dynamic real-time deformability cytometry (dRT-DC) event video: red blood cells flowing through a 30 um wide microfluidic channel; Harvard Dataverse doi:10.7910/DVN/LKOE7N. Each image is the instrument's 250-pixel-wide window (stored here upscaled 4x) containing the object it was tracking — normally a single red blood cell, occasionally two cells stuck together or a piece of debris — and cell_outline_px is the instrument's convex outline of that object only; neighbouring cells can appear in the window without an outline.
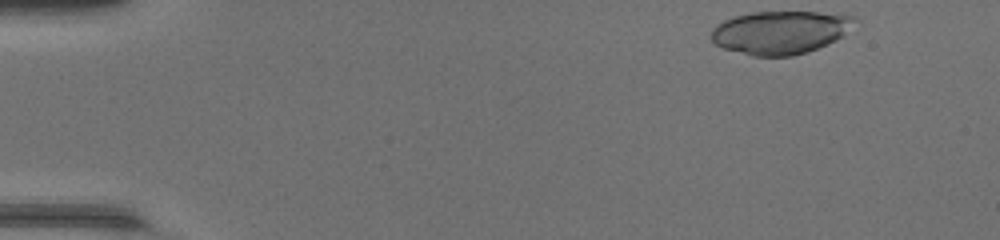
{"species": "common noctule bat (a hibernating species)", "species_latin": "Nyctalus noctula", "temperature_condition": "warm", "stored_images_in_passage": 43, "camera_frame_rate_fps": 3000, "um_per_image_px": 0.085, "animal": {"sex": "female", "body_mass_g": 17.0, "forearm_length_mm": 48.0}, "frame": {"image": 1, "passage_image": 1, "time_ms": 0.0, "image_size_px": [1000, 240], "cell_outline_px": [[860, 20], [844, 36], [836, 40], [808, 52], [792, 56], [752, 56], [724, 48], [716, 44], [712, 40], [712, 28], [716, 24], [732, 16], [752, 12], [840, 12], [856, 16]], "centroid_in_image_um": [66.41, 2.73], "position_along_channel_um": 18.6, "area_um2": 36.7}}